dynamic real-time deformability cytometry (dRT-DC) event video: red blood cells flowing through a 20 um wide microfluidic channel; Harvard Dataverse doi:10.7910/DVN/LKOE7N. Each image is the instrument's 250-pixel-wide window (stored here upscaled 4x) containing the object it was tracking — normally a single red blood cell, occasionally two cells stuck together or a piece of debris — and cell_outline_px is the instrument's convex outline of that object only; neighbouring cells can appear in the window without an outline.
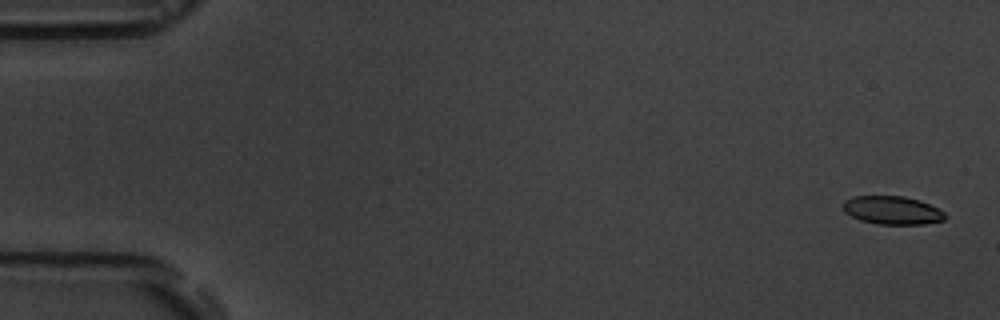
{"species": "common noctule bat (a hibernating species)", "species_latin": "Nyctalus noctula", "temperature_condition": "room temperature", "stored_images_in_passage": 6, "camera_frame_rate_fps": 3000, "um_per_image_px": 0.085, "animal": {"sex": "male", "body_mass_g": 19.5, "forearm_length_mm": 54.6}, "frame": {"image": 1, "passage_image": 1, "time_ms": 0.0, "image_size_px": [1000, 320], "cell_outline_px": [[948, 216], [944, 220], [924, 224], [880, 224], [860, 220], [844, 212], [844, 200], [852, 196], [904, 196], [920, 200], [944, 212]], "centroid_in_image_um": [75.85, 17.87], "position_along_channel_um": 9.2, "area_um2": 16.76}}
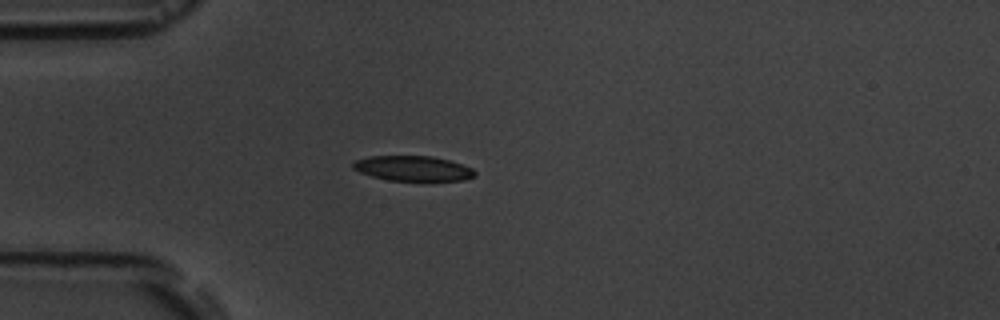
{"frame": {"image": 2, "passage_image": 5, "time_ms": 4.667, "image_size_px": [1000, 320], "cell_outline_px": [[476, 176], [464, 180], [388, 180], [372, 176], [360, 172], [352, 168], [352, 164], [356, 160], [368, 156], [432, 156], [448, 160], [472, 168], [476, 172]], "centroid_in_image_um": [35.09, 14.31], "position_along_channel_um": 49.9, "area_um2": 17.63}}